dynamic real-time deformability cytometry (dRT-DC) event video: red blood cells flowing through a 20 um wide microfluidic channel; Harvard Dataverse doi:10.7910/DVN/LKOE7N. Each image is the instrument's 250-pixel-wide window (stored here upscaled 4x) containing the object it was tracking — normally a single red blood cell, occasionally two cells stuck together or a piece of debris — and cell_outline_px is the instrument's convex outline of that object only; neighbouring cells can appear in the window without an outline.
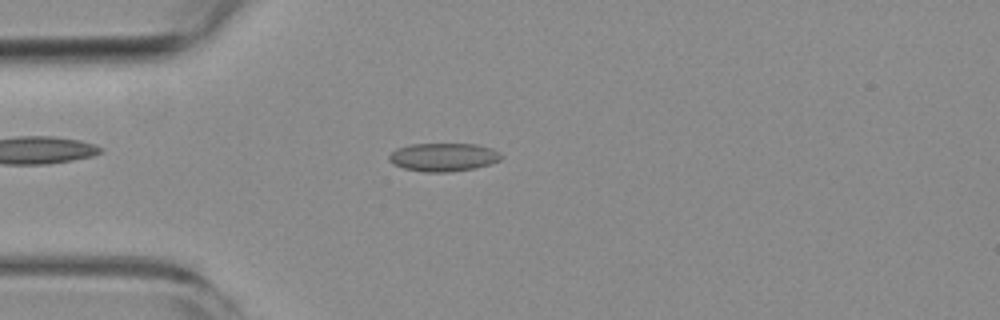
{"species": "common noctule bat (a hibernating species)", "species_latin": "Nyctalus noctula", "temperature_condition": "room temperature", "stored_images_in_passage": 55, "camera_frame_rate_fps": 3000, "um_per_image_px": 0.085, "animal": {"sex": "female", "body_mass_g": 19.3, "forearm_length_mm": 54.1}, "frame": {"image": 1, "passage_image": 14, "time_ms": 4.333, "image_size_px": [1000, 320], "cell_outline_px": [[504, 156], [500, 160], [476, 168], [448, 172], [424, 172], [404, 168], [392, 164], [388, 160], [388, 156], [396, 148], [412, 144], [476, 144], [492, 148], [500, 152]], "centroid_in_image_um": [37.69, 13.35], "position_along_channel_um": 47.3, "area_um2": 18.61}}
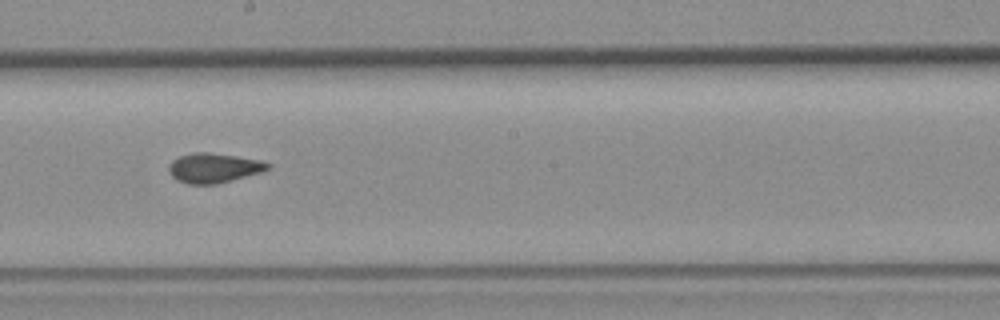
{"frame": {"image": 2, "passage_image": 30, "time_ms": 9.667, "image_size_px": [1000, 320], "cell_outline_px": [[272, 168], [264, 172], [216, 184], [188, 184], [176, 180], [168, 172], [168, 164], [172, 160], [180, 156], [192, 152], [208, 152], [264, 160], [272, 164]], "centroid_in_image_um": [18.21, 14.27], "position_along_channel_um": 230.0, "area_um2": 17.51}}
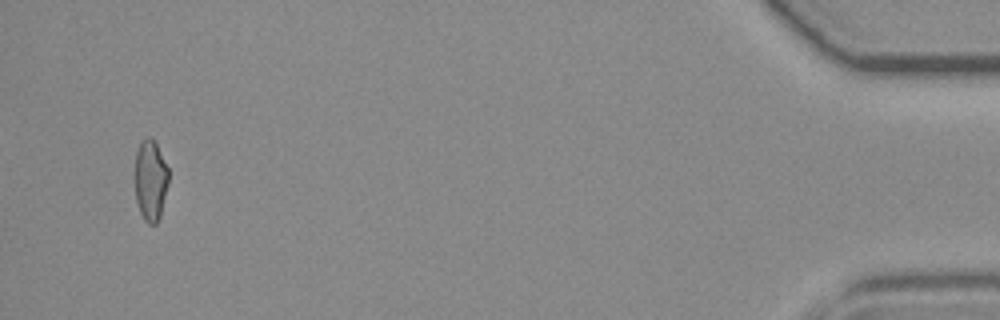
{"frame": {"image": 3, "passage_image": 53, "time_ms": 17.333, "image_size_px": [1000, 320], "cell_outline_px": [[168, 184], [160, 216], [156, 224], [148, 224], [144, 220], [140, 212], [136, 200], [132, 176], [136, 152], [140, 144], [148, 136], [156, 144], [168, 168]], "centroid_in_image_um": [12.75, 15.35], "position_along_channel_um": 422.5, "area_um2": 16.18}, "authors_computed_cell_mechanics": {"area_um2": 17.1088, "velocity_mm_per_s": 3.6595, "shape_relaxation_time_tau1_ms": null, "shape_relaxation_time_tau2_ms": 2.0316, "deformation_change_tau1": null, "deformation_change_tau2": 0.0597}}